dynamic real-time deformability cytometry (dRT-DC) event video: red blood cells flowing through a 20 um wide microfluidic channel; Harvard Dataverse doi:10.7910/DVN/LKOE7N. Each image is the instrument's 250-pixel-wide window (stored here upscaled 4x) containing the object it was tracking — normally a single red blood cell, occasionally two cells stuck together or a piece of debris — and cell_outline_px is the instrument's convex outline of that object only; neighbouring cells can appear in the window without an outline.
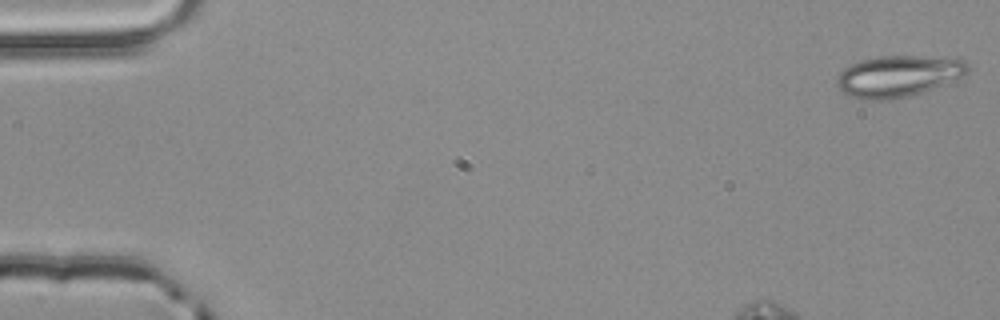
{"species": "common noctule bat (a hibernating species)", "species_latin": "Nyctalus noctula", "temperature_condition": "room temperature", "stored_images_in_passage": 5, "camera_frame_rate_fps": 3000, "um_per_image_px": 0.085, "animal": {"sex": "male", "body_mass_g": 20.4}, "frame": {"image": 1, "passage_image": 1, "time_ms": 0.0, "image_size_px": [1000, 320], "cell_outline_px": [[968, 72], [964, 76], [932, 88], [908, 96], [884, 100], [872, 100], [848, 96], [836, 84], [836, 80], [840, 72], [848, 64], [860, 60], [880, 56], [960, 56], [968, 64]], "centroid_in_image_um": [76.39, 6.43], "position_along_channel_um": 8.6, "area_um2": 31.79}}
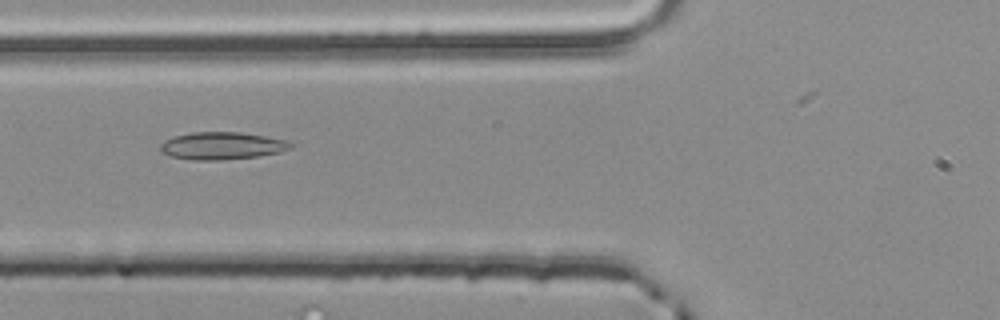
{"frame": {"image": 2, "passage_image": 5, "time_ms": 1.333, "image_size_px": [1000, 320], "cell_outline_px": [[296, 144], [292, 148], [280, 152], [256, 156], [220, 160], [192, 160], [172, 156], [160, 152], [160, 144], [176, 136], [192, 132], [240, 132], [264, 136], [284, 140]], "centroid_in_image_um": [18.89, 12.39], "position_along_channel_um": 106.9, "area_um2": 20.63}}